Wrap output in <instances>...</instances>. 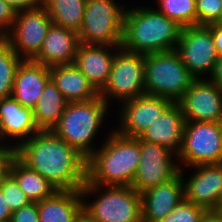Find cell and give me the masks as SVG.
I'll return each mask as SVG.
<instances>
[{
  "label": "cell",
  "instance_id": "6da1fadb",
  "mask_svg": "<svg viewBox=\"0 0 222 222\" xmlns=\"http://www.w3.org/2000/svg\"><path fill=\"white\" fill-rule=\"evenodd\" d=\"M12 153L57 190H80L87 180V159L52 130H39Z\"/></svg>",
  "mask_w": 222,
  "mask_h": 222
},
{
  "label": "cell",
  "instance_id": "7a4b0ae2",
  "mask_svg": "<svg viewBox=\"0 0 222 222\" xmlns=\"http://www.w3.org/2000/svg\"><path fill=\"white\" fill-rule=\"evenodd\" d=\"M182 28L153 6L127 7L121 47L144 55L176 50Z\"/></svg>",
  "mask_w": 222,
  "mask_h": 222
},
{
  "label": "cell",
  "instance_id": "3957f363",
  "mask_svg": "<svg viewBox=\"0 0 222 222\" xmlns=\"http://www.w3.org/2000/svg\"><path fill=\"white\" fill-rule=\"evenodd\" d=\"M87 159V180L102 186H131L140 161L139 137L115 129Z\"/></svg>",
  "mask_w": 222,
  "mask_h": 222
},
{
  "label": "cell",
  "instance_id": "277c9868",
  "mask_svg": "<svg viewBox=\"0 0 222 222\" xmlns=\"http://www.w3.org/2000/svg\"><path fill=\"white\" fill-rule=\"evenodd\" d=\"M109 107L100 96L88 101L68 102L52 131L88 159L99 147L94 139L107 118Z\"/></svg>",
  "mask_w": 222,
  "mask_h": 222
},
{
  "label": "cell",
  "instance_id": "5b68a950",
  "mask_svg": "<svg viewBox=\"0 0 222 222\" xmlns=\"http://www.w3.org/2000/svg\"><path fill=\"white\" fill-rule=\"evenodd\" d=\"M80 191L83 210L99 222H142L141 195L132 186H102L86 180ZM92 195L93 201L86 202Z\"/></svg>",
  "mask_w": 222,
  "mask_h": 222
},
{
  "label": "cell",
  "instance_id": "8992f818",
  "mask_svg": "<svg viewBox=\"0 0 222 222\" xmlns=\"http://www.w3.org/2000/svg\"><path fill=\"white\" fill-rule=\"evenodd\" d=\"M195 78L176 50L150 53L144 57L145 92L176 103Z\"/></svg>",
  "mask_w": 222,
  "mask_h": 222
},
{
  "label": "cell",
  "instance_id": "52a82bcc",
  "mask_svg": "<svg viewBox=\"0 0 222 222\" xmlns=\"http://www.w3.org/2000/svg\"><path fill=\"white\" fill-rule=\"evenodd\" d=\"M117 1L86 0L83 22L78 33L80 43L121 46L128 4L121 5Z\"/></svg>",
  "mask_w": 222,
  "mask_h": 222
},
{
  "label": "cell",
  "instance_id": "ba28073f",
  "mask_svg": "<svg viewBox=\"0 0 222 222\" xmlns=\"http://www.w3.org/2000/svg\"><path fill=\"white\" fill-rule=\"evenodd\" d=\"M181 169L222 163V130L219 122L186 121L181 152Z\"/></svg>",
  "mask_w": 222,
  "mask_h": 222
},
{
  "label": "cell",
  "instance_id": "9c48e42d",
  "mask_svg": "<svg viewBox=\"0 0 222 222\" xmlns=\"http://www.w3.org/2000/svg\"><path fill=\"white\" fill-rule=\"evenodd\" d=\"M144 54L133 53L120 47L115 52L112 70L99 96L110 106L116 99L123 103L146 94L144 81ZM111 99V101H110Z\"/></svg>",
  "mask_w": 222,
  "mask_h": 222
},
{
  "label": "cell",
  "instance_id": "30bf717a",
  "mask_svg": "<svg viewBox=\"0 0 222 222\" xmlns=\"http://www.w3.org/2000/svg\"><path fill=\"white\" fill-rule=\"evenodd\" d=\"M176 51L195 79L211 78L219 55L208 26L183 27Z\"/></svg>",
  "mask_w": 222,
  "mask_h": 222
},
{
  "label": "cell",
  "instance_id": "8fae6325",
  "mask_svg": "<svg viewBox=\"0 0 222 222\" xmlns=\"http://www.w3.org/2000/svg\"><path fill=\"white\" fill-rule=\"evenodd\" d=\"M51 24L50 15L41 5L17 12L12 28L3 38L20 58L32 60L39 53Z\"/></svg>",
  "mask_w": 222,
  "mask_h": 222
},
{
  "label": "cell",
  "instance_id": "7c38bea8",
  "mask_svg": "<svg viewBox=\"0 0 222 222\" xmlns=\"http://www.w3.org/2000/svg\"><path fill=\"white\" fill-rule=\"evenodd\" d=\"M139 143L140 161L131 185L136 191L141 193L150 187L175 178L180 173L181 168L176 154L161 144L140 138Z\"/></svg>",
  "mask_w": 222,
  "mask_h": 222
},
{
  "label": "cell",
  "instance_id": "4fadbf2b",
  "mask_svg": "<svg viewBox=\"0 0 222 222\" xmlns=\"http://www.w3.org/2000/svg\"><path fill=\"white\" fill-rule=\"evenodd\" d=\"M172 103L167 98L148 94L124 101L116 118L119 124L114 129L123 136L139 137Z\"/></svg>",
  "mask_w": 222,
  "mask_h": 222
},
{
  "label": "cell",
  "instance_id": "5bb4252c",
  "mask_svg": "<svg viewBox=\"0 0 222 222\" xmlns=\"http://www.w3.org/2000/svg\"><path fill=\"white\" fill-rule=\"evenodd\" d=\"M185 121L219 122L222 113V90L210 79H195L176 102Z\"/></svg>",
  "mask_w": 222,
  "mask_h": 222
},
{
  "label": "cell",
  "instance_id": "9a60e30c",
  "mask_svg": "<svg viewBox=\"0 0 222 222\" xmlns=\"http://www.w3.org/2000/svg\"><path fill=\"white\" fill-rule=\"evenodd\" d=\"M192 168L189 177L180 169L184 183V199L206 210H215L222 197V163L203 164ZM184 177V178H183Z\"/></svg>",
  "mask_w": 222,
  "mask_h": 222
},
{
  "label": "cell",
  "instance_id": "2e32d148",
  "mask_svg": "<svg viewBox=\"0 0 222 222\" xmlns=\"http://www.w3.org/2000/svg\"><path fill=\"white\" fill-rule=\"evenodd\" d=\"M38 131L33 109L22 106L12 96L0 99V142L13 151Z\"/></svg>",
  "mask_w": 222,
  "mask_h": 222
},
{
  "label": "cell",
  "instance_id": "e0dca14e",
  "mask_svg": "<svg viewBox=\"0 0 222 222\" xmlns=\"http://www.w3.org/2000/svg\"><path fill=\"white\" fill-rule=\"evenodd\" d=\"M142 222L164 219L184 199V183L180 173L173 179L140 193Z\"/></svg>",
  "mask_w": 222,
  "mask_h": 222
},
{
  "label": "cell",
  "instance_id": "ac0fdd59",
  "mask_svg": "<svg viewBox=\"0 0 222 222\" xmlns=\"http://www.w3.org/2000/svg\"><path fill=\"white\" fill-rule=\"evenodd\" d=\"M120 47L85 43L78 46L74 64L98 92L107 83L115 52Z\"/></svg>",
  "mask_w": 222,
  "mask_h": 222
},
{
  "label": "cell",
  "instance_id": "d6986e66",
  "mask_svg": "<svg viewBox=\"0 0 222 222\" xmlns=\"http://www.w3.org/2000/svg\"><path fill=\"white\" fill-rule=\"evenodd\" d=\"M79 44L78 33L52 23L39 53L32 60L49 68L74 64Z\"/></svg>",
  "mask_w": 222,
  "mask_h": 222
},
{
  "label": "cell",
  "instance_id": "ffe728a7",
  "mask_svg": "<svg viewBox=\"0 0 222 222\" xmlns=\"http://www.w3.org/2000/svg\"><path fill=\"white\" fill-rule=\"evenodd\" d=\"M50 79L49 67L23 59L15 74L12 97L22 106L33 109Z\"/></svg>",
  "mask_w": 222,
  "mask_h": 222
},
{
  "label": "cell",
  "instance_id": "44dd1931",
  "mask_svg": "<svg viewBox=\"0 0 222 222\" xmlns=\"http://www.w3.org/2000/svg\"><path fill=\"white\" fill-rule=\"evenodd\" d=\"M185 118L177 103H172L139 138L144 141L161 144L177 156L181 152Z\"/></svg>",
  "mask_w": 222,
  "mask_h": 222
},
{
  "label": "cell",
  "instance_id": "7402d4cb",
  "mask_svg": "<svg viewBox=\"0 0 222 222\" xmlns=\"http://www.w3.org/2000/svg\"><path fill=\"white\" fill-rule=\"evenodd\" d=\"M50 77L68 102L88 101L99 96L75 64L50 67Z\"/></svg>",
  "mask_w": 222,
  "mask_h": 222
},
{
  "label": "cell",
  "instance_id": "603a6c76",
  "mask_svg": "<svg viewBox=\"0 0 222 222\" xmlns=\"http://www.w3.org/2000/svg\"><path fill=\"white\" fill-rule=\"evenodd\" d=\"M83 209L80 190H57L38 202L40 222H74Z\"/></svg>",
  "mask_w": 222,
  "mask_h": 222
},
{
  "label": "cell",
  "instance_id": "cb8c5ba5",
  "mask_svg": "<svg viewBox=\"0 0 222 222\" xmlns=\"http://www.w3.org/2000/svg\"><path fill=\"white\" fill-rule=\"evenodd\" d=\"M5 170L16 180L31 202L42 201L57 191L54 185L22 163L13 153L7 159Z\"/></svg>",
  "mask_w": 222,
  "mask_h": 222
},
{
  "label": "cell",
  "instance_id": "d4e9b609",
  "mask_svg": "<svg viewBox=\"0 0 222 222\" xmlns=\"http://www.w3.org/2000/svg\"><path fill=\"white\" fill-rule=\"evenodd\" d=\"M68 101L50 79L33 108V117L39 130H52L59 122Z\"/></svg>",
  "mask_w": 222,
  "mask_h": 222
},
{
  "label": "cell",
  "instance_id": "484cf974",
  "mask_svg": "<svg viewBox=\"0 0 222 222\" xmlns=\"http://www.w3.org/2000/svg\"><path fill=\"white\" fill-rule=\"evenodd\" d=\"M86 0H42L53 24L79 33Z\"/></svg>",
  "mask_w": 222,
  "mask_h": 222
},
{
  "label": "cell",
  "instance_id": "4316f807",
  "mask_svg": "<svg viewBox=\"0 0 222 222\" xmlns=\"http://www.w3.org/2000/svg\"><path fill=\"white\" fill-rule=\"evenodd\" d=\"M22 60L0 37V99L12 96L15 74Z\"/></svg>",
  "mask_w": 222,
  "mask_h": 222
},
{
  "label": "cell",
  "instance_id": "83f0119b",
  "mask_svg": "<svg viewBox=\"0 0 222 222\" xmlns=\"http://www.w3.org/2000/svg\"><path fill=\"white\" fill-rule=\"evenodd\" d=\"M156 3L160 13L175 20L180 26L197 25L196 0H157Z\"/></svg>",
  "mask_w": 222,
  "mask_h": 222
},
{
  "label": "cell",
  "instance_id": "f1b7e54d",
  "mask_svg": "<svg viewBox=\"0 0 222 222\" xmlns=\"http://www.w3.org/2000/svg\"><path fill=\"white\" fill-rule=\"evenodd\" d=\"M0 187L12 213L31 202L6 170L0 175Z\"/></svg>",
  "mask_w": 222,
  "mask_h": 222
},
{
  "label": "cell",
  "instance_id": "f546056e",
  "mask_svg": "<svg viewBox=\"0 0 222 222\" xmlns=\"http://www.w3.org/2000/svg\"><path fill=\"white\" fill-rule=\"evenodd\" d=\"M205 211L203 207L183 199L164 219L157 222H200Z\"/></svg>",
  "mask_w": 222,
  "mask_h": 222
},
{
  "label": "cell",
  "instance_id": "4dcf8cb0",
  "mask_svg": "<svg viewBox=\"0 0 222 222\" xmlns=\"http://www.w3.org/2000/svg\"><path fill=\"white\" fill-rule=\"evenodd\" d=\"M221 0H196L197 25L221 22Z\"/></svg>",
  "mask_w": 222,
  "mask_h": 222
},
{
  "label": "cell",
  "instance_id": "1f68e13d",
  "mask_svg": "<svg viewBox=\"0 0 222 222\" xmlns=\"http://www.w3.org/2000/svg\"><path fill=\"white\" fill-rule=\"evenodd\" d=\"M10 222H40L38 202H30L11 214Z\"/></svg>",
  "mask_w": 222,
  "mask_h": 222
},
{
  "label": "cell",
  "instance_id": "d6a6232c",
  "mask_svg": "<svg viewBox=\"0 0 222 222\" xmlns=\"http://www.w3.org/2000/svg\"><path fill=\"white\" fill-rule=\"evenodd\" d=\"M16 13L4 0H0V37H3L12 28Z\"/></svg>",
  "mask_w": 222,
  "mask_h": 222
},
{
  "label": "cell",
  "instance_id": "836d02e7",
  "mask_svg": "<svg viewBox=\"0 0 222 222\" xmlns=\"http://www.w3.org/2000/svg\"><path fill=\"white\" fill-rule=\"evenodd\" d=\"M15 12L32 10L42 5V0H4Z\"/></svg>",
  "mask_w": 222,
  "mask_h": 222
},
{
  "label": "cell",
  "instance_id": "e575fe53",
  "mask_svg": "<svg viewBox=\"0 0 222 222\" xmlns=\"http://www.w3.org/2000/svg\"><path fill=\"white\" fill-rule=\"evenodd\" d=\"M212 33L217 53L222 56V22L207 25Z\"/></svg>",
  "mask_w": 222,
  "mask_h": 222
},
{
  "label": "cell",
  "instance_id": "d590c367",
  "mask_svg": "<svg viewBox=\"0 0 222 222\" xmlns=\"http://www.w3.org/2000/svg\"><path fill=\"white\" fill-rule=\"evenodd\" d=\"M6 202L0 187V222H10L12 211Z\"/></svg>",
  "mask_w": 222,
  "mask_h": 222
},
{
  "label": "cell",
  "instance_id": "8d00e7d4",
  "mask_svg": "<svg viewBox=\"0 0 222 222\" xmlns=\"http://www.w3.org/2000/svg\"><path fill=\"white\" fill-rule=\"evenodd\" d=\"M210 80L222 90V56L217 58L216 66Z\"/></svg>",
  "mask_w": 222,
  "mask_h": 222
},
{
  "label": "cell",
  "instance_id": "74e56055",
  "mask_svg": "<svg viewBox=\"0 0 222 222\" xmlns=\"http://www.w3.org/2000/svg\"><path fill=\"white\" fill-rule=\"evenodd\" d=\"M200 222H222V219L215 210H206L203 213Z\"/></svg>",
  "mask_w": 222,
  "mask_h": 222
},
{
  "label": "cell",
  "instance_id": "f35d334b",
  "mask_svg": "<svg viewBox=\"0 0 222 222\" xmlns=\"http://www.w3.org/2000/svg\"><path fill=\"white\" fill-rule=\"evenodd\" d=\"M11 153L12 150H10L7 145L0 142V166H6L7 159Z\"/></svg>",
  "mask_w": 222,
  "mask_h": 222
},
{
  "label": "cell",
  "instance_id": "ab89813d",
  "mask_svg": "<svg viewBox=\"0 0 222 222\" xmlns=\"http://www.w3.org/2000/svg\"><path fill=\"white\" fill-rule=\"evenodd\" d=\"M74 222H99L95 218H92L86 211L83 209L79 212Z\"/></svg>",
  "mask_w": 222,
  "mask_h": 222
},
{
  "label": "cell",
  "instance_id": "60d3db41",
  "mask_svg": "<svg viewBox=\"0 0 222 222\" xmlns=\"http://www.w3.org/2000/svg\"><path fill=\"white\" fill-rule=\"evenodd\" d=\"M215 211L218 213L219 217L222 219V204L216 206Z\"/></svg>",
  "mask_w": 222,
  "mask_h": 222
},
{
  "label": "cell",
  "instance_id": "b9f144b4",
  "mask_svg": "<svg viewBox=\"0 0 222 222\" xmlns=\"http://www.w3.org/2000/svg\"><path fill=\"white\" fill-rule=\"evenodd\" d=\"M5 171V166H0V175Z\"/></svg>",
  "mask_w": 222,
  "mask_h": 222
},
{
  "label": "cell",
  "instance_id": "7bdbcfd3",
  "mask_svg": "<svg viewBox=\"0 0 222 222\" xmlns=\"http://www.w3.org/2000/svg\"><path fill=\"white\" fill-rule=\"evenodd\" d=\"M219 123H220V126H221V130H222V113H221V118H220V121H219Z\"/></svg>",
  "mask_w": 222,
  "mask_h": 222
}]
</instances>
